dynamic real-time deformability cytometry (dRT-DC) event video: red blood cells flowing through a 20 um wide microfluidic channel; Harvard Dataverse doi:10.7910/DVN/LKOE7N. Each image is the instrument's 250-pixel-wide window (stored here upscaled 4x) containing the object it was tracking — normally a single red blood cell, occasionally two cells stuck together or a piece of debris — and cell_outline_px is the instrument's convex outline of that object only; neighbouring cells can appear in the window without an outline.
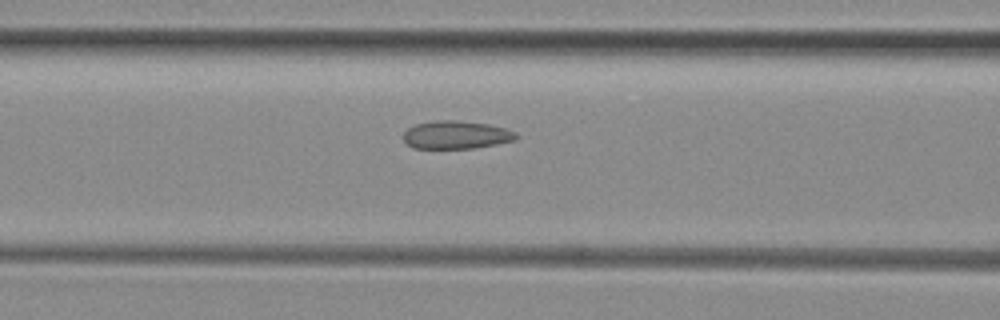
{"species": "common noctule bat (a hibernating species)", "species_latin": "Nyctalus noctula", "temperature_condition": "room temperature", "stored_images_in_passage": 19, "camera_frame_rate_fps": 3000, "um_per_image_px": 0.085, "animal": {"sex": "female", "body_mass_g": 29.2, "forearm_length_mm": 56.3}, "frame": {"image": 1, "passage_image": 14, "time_ms": 4.333, "image_size_px": [1000, 320], "cell_outline_px": [[520, 136], [516, 140], [476, 148], [412, 148], [404, 140], [404, 132], [408, 128], [416, 124], [436, 120], [460, 120], [488, 124], [504, 128], [516, 132]], "centroid_in_image_um": [38.81, 11.46], "position_along_channel_um": 127.8, "area_um2": 18.5}}